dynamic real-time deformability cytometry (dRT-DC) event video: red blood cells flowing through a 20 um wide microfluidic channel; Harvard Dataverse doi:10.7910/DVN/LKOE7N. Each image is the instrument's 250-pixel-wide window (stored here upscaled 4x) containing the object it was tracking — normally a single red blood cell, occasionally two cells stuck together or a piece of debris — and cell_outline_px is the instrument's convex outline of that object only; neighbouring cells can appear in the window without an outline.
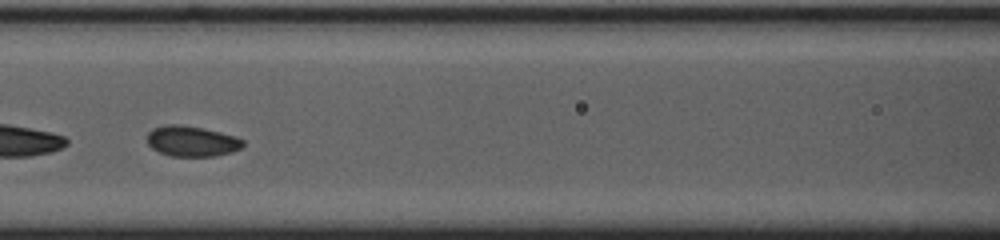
{"species": "common noctule bat (a hibernating species)", "species_latin": "Nyctalus noctula", "temperature_condition": "cold", "stored_images_in_passage": 48, "segment_of_instrument_passage": [2, 2], "camera_frame_rate_fps": 3000, "um_per_image_px": 0.085, "animal": {"sex": "female", "body_mass_g": 23.0, "forearm_length_mm": 53.4}, "frame": {"image": 1, "passage_image": 19, "time_ms": 6.0, "image_size_px": [1000, 240], "cell_outline_px": [[244, 148], [232, 152], [216, 156], [172, 156], [160, 152], [152, 148], [148, 144], [148, 132], [152, 128], [168, 124], [180, 124], [220, 132], [236, 136], [244, 140]], "centroid_in_image_um": [16.34, 12.0], "position_along_channel_um": 150.3, "area_um2": 17.11}}
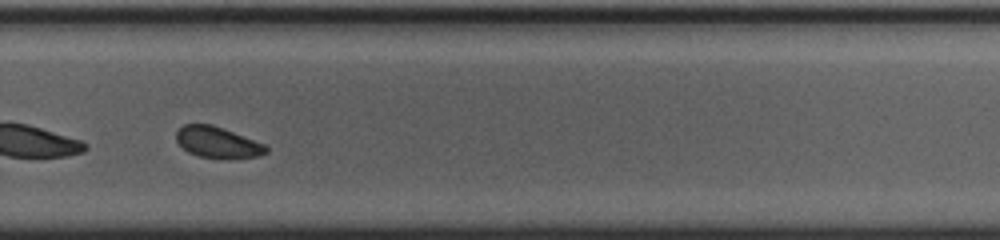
{"frame": {"image": 2, "passage_image": 32, "time_ms": 10.333, "image_size_px": [1000, 240], "cell_outline_px": [[268, 152], [260, 156], [200, 156], [188, 152], [176, 140], [176, 132], [184, 124], [212, 124], [268, 144]], "centroid_in_image_um": [18.52, 12.05], "position_along_channel_um": 311.3, "area_um2": 15.84}}